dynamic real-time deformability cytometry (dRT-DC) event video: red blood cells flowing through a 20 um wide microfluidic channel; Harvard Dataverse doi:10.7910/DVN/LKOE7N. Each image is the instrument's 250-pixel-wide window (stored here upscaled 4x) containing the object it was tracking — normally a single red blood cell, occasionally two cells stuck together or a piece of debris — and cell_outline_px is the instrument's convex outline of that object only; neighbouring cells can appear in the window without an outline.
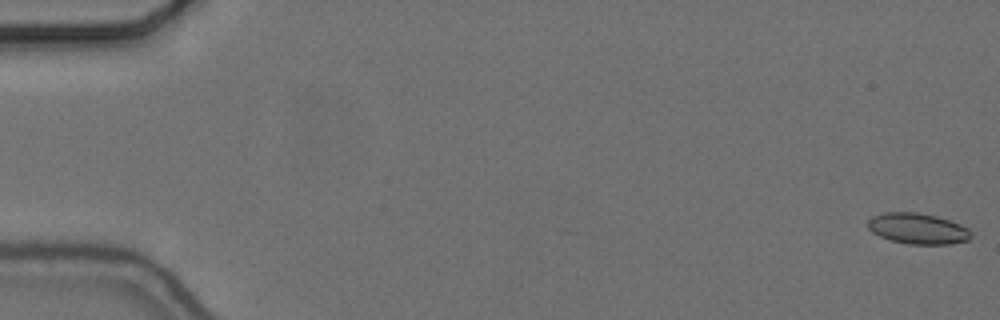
{"species": "common noctule bat (a hibernating species)", "species_latin": "Nyctalus noctula", "temperature_condition": "cold", "stored_images_in_passage": 57, "camera_frame_rate_fps": 3000, "um_per_image_px": 0.085, "animal": {"sex": "female", "body_mass_g": 24.6, "forearm_length_mm": 56.2}, "frame": {"image": 1, "passage_image": 1, "time_ms": 0.0, "image_size_px": [1000, 320], "cell_outline_px": [[972, 236], [968, 240], [948, 244], [908, 244], [892, 240], [880, 236], [872, 232], [868, 228], [868, 220], [872, 216], [884, 212], [916, 212], [936, 216], [960, 224], [968, 228], [972, 232]], "centroid_in_image_um": [78.01, 19.42], "position_along_channel_um": 7.0, "area_um2": 18.5}}
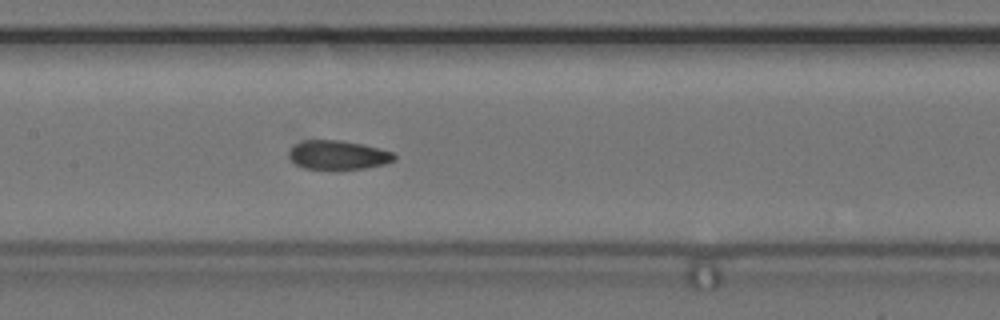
{"frame": {"image": 2, "passage_image": 28, "time_ms": 9.0, "image_size_px": [1000, 320], "cell_outline_px": [[396, 160], [384, 164], [364, 168], [304, 168], [296, 164], [288, 156], [288, 152], [296, 144], [304, 140], [340, 140], [380, 148], [392, 152], [396, 156]], "centroid_in_image_um": [28.75, 13.16], "position_along_channel_um": 178.7, "area_um2": 17.46}}
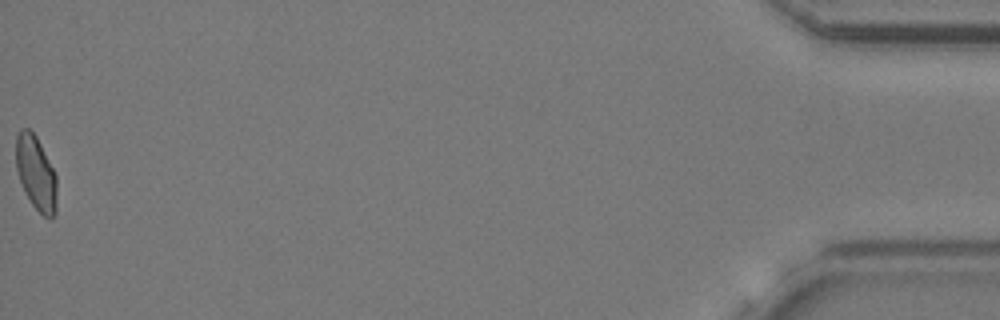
{"frame": {"image": 3, "passage_image": 57, "time_ms": 18.667, "image_size_px": [1000, 320], "cell_outline_px": [[56, 212], [48, 220], [32, 204], [24, 192], [16, 168], [16, 136], [20, 128], [28, 128], [36, 136], [56, 176]], "centroid_in_image_um": [3.04, 14.71], "position_along_channel_um": 432.2, "area_um2": 17.46}, "authors_computed_cell_mechanics": {"area_um2": 17.918, "velocity_mm_per_s": 3.6638, "shape_relaxation_time_tau1_ms": null, "shape_relaxation_time_tau2_ms": 2.2398, "deformation_change_tau1": null, "deformation_change_tau2": 0.0581}}